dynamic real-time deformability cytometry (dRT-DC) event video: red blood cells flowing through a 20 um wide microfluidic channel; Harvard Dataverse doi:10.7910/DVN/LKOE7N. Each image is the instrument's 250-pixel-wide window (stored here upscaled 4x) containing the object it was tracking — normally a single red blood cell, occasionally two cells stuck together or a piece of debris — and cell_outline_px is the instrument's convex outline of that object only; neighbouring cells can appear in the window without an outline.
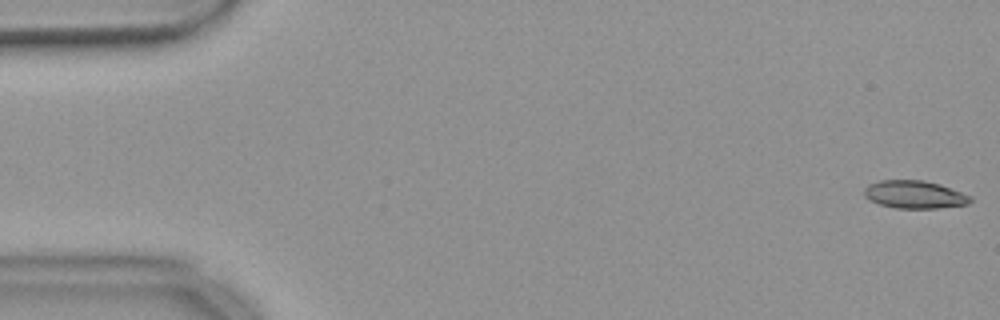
{"species": "common noctule bat (a hibernating species)", "species_latin": "Nyctalus noctula", "temperature_condition": "warm", "stored_images_in_passage": 53, "camera_frame_rate_fps": 3000, "um_per_image_px": 0.085, "animal": {"sex": "female", "body_mass_g": 18.4}, "frame": {"image": 1, "passage_image": 1, "time_ms": 0.0, "image_size_px": [1000, 320], "cell_outline_px": [[972, 200], [968, 204], [936, 208], [896, 208], [880, 204], [864, 196], [864, 188], [868, 184], [880, 180], [924, 180], [940, 184], [972, 196]], "centroid_in_image_um": [77.74, 16.52], "position_along_channel_um": 7.3, "area_um2": 17.17}}
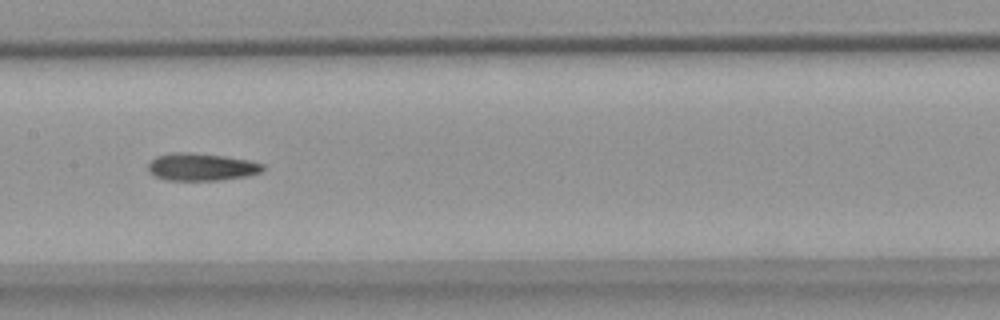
{"frame": {"image": 2, "passage_image": 27, "time_ms": 8.667, "image_size_px": [1000, 320], "cell_outline_px": [[264, 168], [260, 172], [248, 176], [220, 180], [164, 180], [148, 172], [148, 164], [156, 156], [172, 152], [188, 152], [224, 156], [248, 160], [264, 164]], "centroid_in_image_um": [17.1, 14.19], "position_along_channel_um": 190.3, "area_um2": 18.38}}
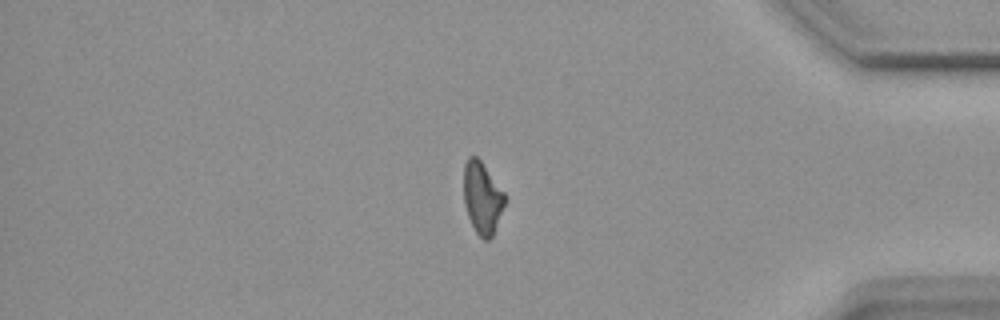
{"frame": {"image": 3, "passage_image": 46, "time_ms": 15.0, "image_size_px": [1000, 320], "cell_outline_px": [[504, 204], [492, 236], [488, 240], [484, 240], [476, 232], [468, 216], [464, 204], [464, 164], [468, 156], [476, 156], [480, 160], [504, 192]], "centroid_in_image_um": [40.96, 16.8], "position_along_channel_um": 394.2, "area_um2": 16.82}}